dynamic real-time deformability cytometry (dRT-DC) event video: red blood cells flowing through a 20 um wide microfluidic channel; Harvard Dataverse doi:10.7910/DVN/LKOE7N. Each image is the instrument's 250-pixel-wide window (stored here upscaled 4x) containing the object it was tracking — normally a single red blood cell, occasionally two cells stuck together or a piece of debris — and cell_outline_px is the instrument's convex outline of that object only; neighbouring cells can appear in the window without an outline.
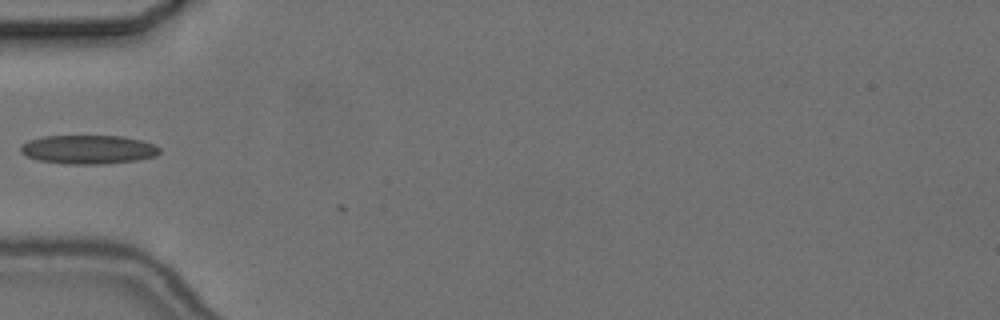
{"species": "common noctule bat (a hibernating species)", "species_latin": "Nyctalus noctula", "temperature_condition": "cold", "stored_images_in_passage": 2, "camera_frame_rate_fps": 3000, "um_per_image_px": 0.085, "animal": {"sex": "female", "body_mass_g": 24.6, "forearm_length_mm": 56.2}, "frame": {"image": 1, "passage_image": 1, "time_ms": 0.0, "image_size_px": [1000, 320], "cell_outline_px": [[160, 152], [156, 156], [136, 160], [104, 164], [64, 164], [40, 160], [28, 156], [20, 152], [20, 144], [28, 140], [44, 136], [124, 136], [140, 140], [152, 144], [160, 148]], "centroid_in_image_um": [7.49, 12.7], "position_along_channel_um": 77.5, "area_um2": 23.35}}